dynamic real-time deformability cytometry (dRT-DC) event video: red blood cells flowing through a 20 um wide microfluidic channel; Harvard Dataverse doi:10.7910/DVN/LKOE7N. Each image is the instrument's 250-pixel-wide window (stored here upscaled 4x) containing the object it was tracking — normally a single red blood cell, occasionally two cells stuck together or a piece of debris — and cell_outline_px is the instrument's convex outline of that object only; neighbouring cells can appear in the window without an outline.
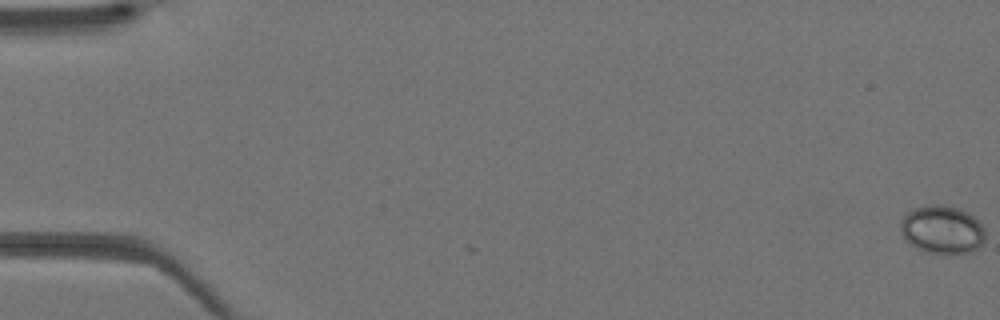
{"species": "Egyptian fruit bat (a non-hibernating species)", "species_latin": "Rousettus aegyptiacus", "temperature_condition": "warm", "stored_images_in_passage": 43, "camera_frame_rate_fps": 3000, "um_per_image_px": 0.085, "animal": {"sex": "female"}, "frame": {"image": 1, "passage_image": 1, "time_ms": 0.0, "image_size_px": [1000, 320], "cell_outline_px": [[984, 244], [980, 248], [972, 252], [932, 252], [916, 248], [904, 240], [900, 232], [900, 224], [904, 216], [908, 212], [916, 208], [936, 204], [944, 204], [960, 208], [968, 212], [984, 228]], "centroid_in_image_um": [80.09, 19.51], "position_along_channel_um": 4.9, "area_um2": 23.64}}
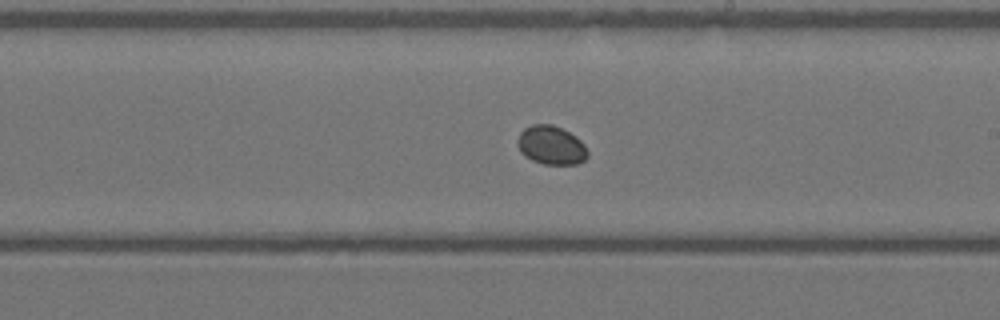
{"frame": {"image": 2, "passage_image": 26, "time_ms": 8.333, "image_size_px": [1000, 320], "cell_outline_px": [[588, 156], [584, 160], [576, 164], [544, 164], [532, 160], [524, 156], [520, 152], [516, 144], [516, 140], [520, 132], [524, 128], [532, 124], [552, 124], [576, 136], [584, 144], [588, 152]], "centroid_in_image_um": [46.81, 12.34], "position_along_channel_um": 242.2, "area_um2": 15.95}}
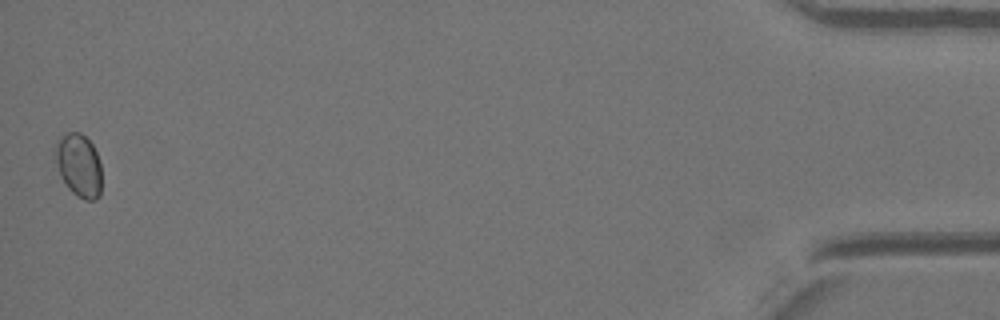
{"frame": {"image": 3, "passage_image": 43, "time_ms": 14.0, "image_size_px": [1000, 320], "cell_outline_px": [[100, 196], [96, 200], [84, 200], [76, 196], [68, 188], [60, 176], [52, 152], [56, 144], [68, 132], [80, 132], [92, 144], [96, 152], [100, 164]], "centroid_in_image_um": [6.68, 14.08], "position_along_channel_um": 428.5, "area_um2": 17.11}}